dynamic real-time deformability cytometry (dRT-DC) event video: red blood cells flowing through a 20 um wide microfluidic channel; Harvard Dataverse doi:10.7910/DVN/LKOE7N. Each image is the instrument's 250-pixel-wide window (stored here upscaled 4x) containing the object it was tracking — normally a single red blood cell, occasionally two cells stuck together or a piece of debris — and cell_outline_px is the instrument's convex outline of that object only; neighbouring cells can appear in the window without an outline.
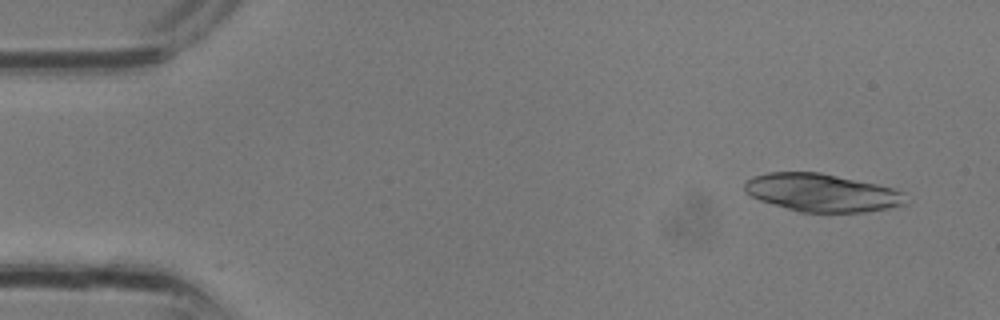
{"species": "common noctule bat (a hibernating species)", "species_latin": "Nyctalus noctula", "temperature_condition": "room temperature", "stored_images_in_passage": 11, "camera_frame_rate_fps": 3000, "um_per_image_px": 0.085, "animal": {"sex": "male", "body_mass_g": 13.3}, "frame": {"image": 1, "passage_image": 2, "time_ms": 0.333, "image_size_px": [1000, 320], "cell_outline_px": [[908, 204], [888, 208], [864, 212], [800, 212], [760, 200], [744, 192], [744, 184], [752, 176], [768, 172], [820, 172], [876, 184], [892, 188], [904, 192]], "centroid_in_image_um": [69.87, 16.37], "position_along_channel_um": 15.1, "area_um2": 35.55}}